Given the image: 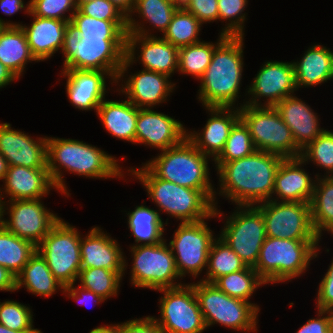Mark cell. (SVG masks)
Here are the masks:
<instances>
[{"instance_id":"603a6c76","label":"cell","mask_w":333,"mask_h":333,"mask_svg":"<svg viewBox=\"0 0 333 333\" xmlns=\"http://www.w3.org/2000/svg\"><path fill=\"white\" fill-rule=\"evenodd\" d=\"M98 226L92 228L80 241L81 269L103 268L125 272L126 257L118 242Z\"/></svg>"},{"instance_id":"ee69618b","label":"cell","mask_w":333,"mask_h":333,"mask_svg":"<svg viewBox=\"0 0 333 333\" xmlns=\"http://www.w3.org/2000/svg\"><path fill=\"white\" fill-rule=\"evenodd\" d=\"M300 157L305 163L312 161L326 170L322 176H333V131L326 130L302 149ZM331 174V175H330Z\"/></svg>"},{"instance_id":"94428289","label":"cell","mask_w":333,"mask_h":333,"mask_svg":"<svg viewBox=\"0 0 333 333\" xmlns=\"http://www.w3.org/2000/svg\"><path fill=\"white\" fill-rule=\"evenodd\" d=\"M8 169V163L5 157L0 153V180L3 181Z\"/></svg>"},{"instance_id":"9c48e42d","label":"cell","mask_w":333,"mask_h":333,"mask_svg":"<svg viewBox=\"0 0 333 333\" xmlns=\"http://www.w3.org/2000/svg\"><path fill=\"white\" fill-rule=\"evenodd\" d=\"M135 20L132 17L127 18L126 57L117 78L125 77L128 67L138 60L144 70L155 71L171 77L178 70L179 48L163 37L149 34L150 29H145L144 24ZM136 48L140 49L137 61Z\"/></svg>"},{"instance_id":"8d00e7d4","label":"cell","mask_w":333,"mask_h":333,"mask_svg":"<svg viewBox=\"0 0 333 333\" xmlns=\"http://www.w3.org/2000/svg\"><path fill=\"white\" fill-rule=\"evenodd\" d=\"M220 33L217 43L200 41L198 43L179 48L177 72L192 75L199 80L210 64L215 47L225 38Z\"/></svg>"},{"instance_id":"1f68e13d","label":"cell","mask_w":333,"mask_h":333,"mask_svg":"<svg viewBox=\"0 0 333 333\" xmlns=\"http://www.w3.org/2000/svg\"><path fill=\"white\" fill-rule=\"evenodd\" d=\"M0 61L18 78L28 62H38L32 55L21 26H5L0 32Z\"/></svg>"},{"instance_id":"003e7915","label":"cell","mask_w":333,"mask_h":333,"mask_svg":"<svg viewBox=\"0 0 333 333\" xmlns=\"http://www.w3.org/2000/svg\"><path fill=\"white\" fill-rule=\"evenodd\" d=\"M1 219H2V210H1V204H0V225H1Z\"/></svg>"},{"instance_id":"b9f144b4","label":"cell","mask_w":333,"mask_h":333,"mask_svg":"<svg viewBox=\"0 0 333 333\" xmlns=\"http://www.w3.org/2000/svg\"><path fill=\"white\" fill-rule=\"evenodd\" d=\"M179 7L170 0H135L134 8L129 17L137 13L142 21L149 22V25H153L152 27L164 33Z\"/></svg>"},{"instance_id":"f1b7e54d","label":"cell","mask_w":333,"mask_h":333,"mask_svg":"<svg viewBox=\"0 0 333 333\" xmlns=\"http://www.w3.org/2000/svg\"><path fill=\"white\" fill-rule=\"evenodd\" d=\"M293 65L297 90L302 86H317L333 79V52L326 46H310Z\"/></svg>"},{"instance_id":"8992f818","label":"cell","mask_w":333,"mask_h":333,"mask_svg":"<svg viewBox=\"0 0 333 333\" xmlns=\"http://www.w3.org/2000/svg\"><path fill=\"white\" fill-rule=\"evenodd\" d=\"M63 69L100 70L115 81L126 57V38H84L70 21L63 47Z\"/></svg>"},{"instance_id":"3957f363","label":"cell","mask_w":333,"mask_h":333,"mask_svg":"<svg viewBox=\"0 0 333 333\" xmlns=\"http://www.w3.org/2000/svg\"><path fill=\"white\" fill-rule=\"evenodd\" d=\"M244 36H226L214 49L200 78L198 99L203 107H234L239 99L244 67Z\"/></svg>"},{"instance_id":"91938a15","label":"cell","mask_w":333,"mask_h":333,"mask_svg":"<svg viewBox=\"0 0 333 333\" xmlns=\"http://www.w3.org/2000/svg\"><path fill=\"white\" fill-rule=\"evenodd\" d=\"M89 333H117L116 331V324H106V325H101L100 327H96L92 329Z\"/></svg>"},{"instance_id":"5bb4252c","label":"cell","mask_w":333,"mask_h":333,"mask_svg":"<svg viewBox=\"0 0 333 333\" xmlns=\"http://www.w3.org/2000/svg\"><path fill=\"white\" fill-rule=\"evenodd\" d=\"M159 300L160 318H154L163 333H202L206 325L191 284L163 288Z\"/></svg>"},{"instance_id":"7dc6e473","label":"cell","mask_w":333,"mask_h":333,"mask_svg":"<svg viewBox=\"0 0 333 333\" xmlns=\"http://www.w3.org/2000/svg\"><path fill=\"white\" fill-rule=\"evenodd\" d=\"M30 12L37 17L71 21L76 12V0H30ZM68 16L65 15L69 12ZM72 11V12H71Z\"/></svg>"},{"instance_id":"30bf717a","label":"cell","mask_w":333,"mask_h":333,"mask_svg":"<svg viewBox=\"0 0 333 333\" xmlns=\"http://www.w3.org/2000/svg\"><path fill=\"white\" fill-rule=\"evenodd\" d=\"M240 119L248 127L256 150L285 158H298L302 150L295 144L290 128L275 107H239Z\"/></svg>"},{"instance_id":"277c9868","label":"cell","mask_w":333,"mask_h":333,"mask_svg":"<svg viewBox=\"0 0 333 333\" xmlns=\"http://www.w3.org/2000/svg\"><path fill=\"white\" fill-rule=\"evenodd\" d=\"M128 171L146 188L148 198L159 207L160 212L167 213L181 223L223 216L200 190L157 178L144 164L141 168L131 167Z\"/></svg>"},{"instance_id":"2e32d148","label":"cell","mask_w":333,"mask_h":333,"mask_svg":"<svg viewBox=\"0 0 333 333\" xmlns=\"http://www.w3.org/2000/svg\"><path fill=\"white\" fill-rule=\"evenodd\" d=\"M256 207L263 214L266 237L321 240L313 228L310 203L269 200Z\"/></svg>"},{"instance_id":"ffe728a7","label":"cell","mask_w":333,"mask_h":333,"mask_svg":"<svg viewBox=\"0 0 333 333\" xmlns=\"http://www.w3.org/2000/svg\"><path fill=\"white\" fill-rule=\"evenodd\" d=\"M0 153L8 166L47 168V137L35 140L24 131L13 130L10 123H0Z\"/></svg>"},{"instance_id":"816d5d0a","label":"cell","mask_w":333,"mask_h":333,"mask_svg":"<svg viewBox=\"0 0 333 333\" xmlns=\"http://www.w3.org/2000/svg\"><path fill=\"white\" fill-rule=\"evenodd\" d=\"M317 312V318L309 319L296 333H333V311Z\"/></svg>"},{"instance_id":"4316f807","label":"cell","mask_w":333,"mask_h":333,"mask_svg":"<svg viewBox=\"0 0 333 333\" xmlns=\"http://www.w3.org/2000/svg\"><path fill=\"white\" fill-rule=\"evenodd\" d=\"M274 107L290 128L294 142L301 150L325 131L320 127L318 115L295 95L284 98Z\"/></svg>"},{"instance_id":"ab89813d","label":"cell","mask_w":333,"mask_h":333,"mask_svg":"<svg viewBox=\"0 0 333 333\" xmlns=\"http://www.w3.org/2000/svg\"><path fill=\"white\" fill-rule=\"evenodd\" d=\"M84 38H126L127 20H99L83 14L79 9L71 21Z\"/></svg>"},{"instance_id":"ac0fdd59","label":"cell","mask_w":333,"mask_h":333,"mask_svg":"<svg viewBox=\"0 0 333 333\" xmlns=\"http://www.w3.org/2000/svg\"><path fill=\"white\" fill-rule=\"evenodd\" d=\"M247 88L251 97L248 106L274 107L279 101L297 91L293 62L266 61ZM260 98H265L263 104ZM260 101V102H259Z\"/></svg>"},{"instance_id":"44dd1931","label":"cell","mask_w":333,"mask_h":333,"mask_svg":"<svg viewBox=\"0 0 333 333\" xmlns=\"http://www.w3.org/2000/svg\"><path fill=\"white\" fill-rule=\"evenodd\" d=\"M210 115L201 132H189L186 138L214 161L222 152L232 127L240 120L237 107H205Z\"/></svg>"},{"instance_id":"4dcf8cb0","label":"cell","mask_w":333,"mask_h":333,"mask_svg":"<svg viewBox=\"0 0 333 333\" xmlns=\"http://www.w3.org/2000/svg\"><path fill=\"white\" fill-rule=\"evenodd\" d=\"M22 287L29 293L45 298L55 294L56 290H64L62 283L53 276L46 260L37 250L16 276V290Z\"/></svg>"},{"instance_id":"11a10c76","label":"cell","mask_w":333,"mask_h":333,"mask_svg":"<svg viewBox=\"0 0 333 333\" xmlns=\"http://www.w3.org/2000/svg\"><path fill=\"white\" fill-rule=\"evenodd\" d=\"M0 10H2L4 15L8 16L22 10L25 13H30V2L25 4L24 0H0Z\"/></svg>"},{"instance_id":"7c38bea8","label":"cell","mask_w":333,"mask_h":333,"mask_svg":"<svg viewBox=\"0 0 333 333\" xmlns=\"http://www.w3.org/2000/svg\"><path fill=\"white\" fill-rule=\"evenodd\" d=\"M166 239L152 245H134L131 248V284L135 287L159 290L183 285L175 258Z\"/></svg>"},{"instance_id":"f907efd6","label":"cell","mask_w":333,"mask_h":333,"mask_svg":"<svg viewBox=\"0 0 333 333\" xmlns=\"http://www.w3.org/2000/svg\"><path fill=\"white\" fill-rule=\"evenodd\" d=\"M117 333H163L153 316L136 318L116 324Z\"/></svg>"},{"instance_id":"4fadbf2b","label":"cell","mask_w":333,"mask_h":333,"mask_svg":"<svg viewBox=\"0 0 333 333\" xmlns=\"http://www.w3.org/2000/svg\"><path fill=\"white\" fill-rule=\"evenodd\" d=\"M235 209L218 236L247 266L254 267L266 239L263 214L255 205L237 206Z\"/></svg>"},{"instance_id":"484cf974","label":"cell","mask_w":333,"mask_h":333,"mask_svg":"<svg viewBox=\"0 0 333 333\" xmlns=\"http://www.w3.org/2000/svg\"><path fill=\"white\" fill-rule=\"evenodd\" d=\"M306 163L301 157L282 160L275 176L273 201L310 203L315 181L302 168ZM276 198V199H275ZM280 199V200H279Z\"/></svg>"},{"instance_id":"60d3db41","label":"cell","mask_w":333,"mask_h":333,"mask_svg":"<svg viewBox=\"0 0 333 333\" xmlns=\"http://www.w3.org/2000/svg\"><path fill=\"white\" fill-rule=\"evenodd\" d=\"M123 275H125L124 272H114L103 268H87L80 270L78 280L82 288L107 300L118 295Z\"/></svg>"},{"instance_id":"e0dca14e","label":"cell","mask_w":333,"mask_h":333,"mask_svg":"<svg viewBox=\"0 0 333 333\" xmlns=\"http://www.w3.org/2000/svg\"><path fill=\"white\" fill-rule=\"evenodd\" d=\"M41 200L42 199L0 202L2 210L1 224L9 232H12L19 238L31 241L37 246L51 228L60 220V217L50 212ZM7 213L9 214V219H4L3 217Z\"/></svg>"},{"instance_id":"f546056e","label":"cell","mask_w":333,"mask_h":333,"mask_svg":"<svg viewBox=\"0 0 333 333\" xmlns=\"http://www.w3.org/2000/svg\"><path fill=\"white\" fill-rule=\"evenodd\" d=\"M95 112L108 133L117 139L135 143L138 108L128 99L124 101L104 99Z\"/></svg>"},{"instance_id":"9f6ffc18","label":"cell","mask_w":333,"mask_h":333,"mask_svg":"<svg viewBox=\"0 0 333 333\" xmlns=\"http://www.w3.org/2000/svg\"><path fill=\"white\" fill-rule=\"evenodd\" d=\"M0 291H16V276L0 265Z\"/></svg>"},{"instance_id":"6125c7cd","label":"cell","mask_w":333,"mask_h":333,"mask_svg":"<svg viewBox=\"0 0 333 333\" xmlns=\"http://www.w3.org/2000/svg\"><path fill=\"white\" fill-rule=\"evenodd\" d=\"M22 23H12V22H6V21H3V19L0 17V32L1 30L5 27V26H21Z\"/></svg>"},{"instance_id":"d6a6232c","label":"cell","mask_w":333,"mask_h":333,"mask_svg":"<svg viewBox=\"0 0 333 333\" xmlns=\"http://www.w3.org/2000/svg\"><path fill=\"white\" fill-rule=\"evenodd\" d=\"M128 229L131 230V235L135 238L134 245H152L160 243L165 240L164 235V223L160 216L159 210L150 209L148 206L139 205L128 213ZM139 243V244H138Z\"/></svg>"},{"instance_id":"ba28073f","label":"cell","mask_w":333,"mask_h":333,"mask_svg":"<svg viewBox=\"0 0 333 333\" xmlns=\"http://www.w3.org/2000/svg\"><path fill=\"white\" fill-rule=\"evenodd\" d=\"M194 288L199 308L207 327L219 323L235 331H256L259 305L233 298L214 283L198 281L190 283Z\"/></svg>"},{"instance_id":"f35d334b","label":"cell","mask_w":333,"mask_h":333,"mask_svg":"<svg viewBox=\"0 0 333 333\" xmlns=\"http://www.w3.org/2000/svg\"><path fill=\"white\" fill-rule=\"evenodd\" d=\"M214 284L230 297L251 302L249 299L253 293L266 282L253 267L246 266L243 270L221 276Z\"/></svg>"},{"instance_id":"f6af8a7d","label":"cell","mask_w":333,"mask_h":333,"mask_svg":"<svg viewBox=\"0 0 333 333\" xmlns=\"http://www.w3.org/2000/svg\"><path fill=\"white\" fill-rule=\"evenodd\" d=\"M32 310L17 301L0 302V324L23 333H42L33 326Z\"/></svg>"},{"instance_id":"5b68a950","label":"cell","mask_w":333,"mask_h":333,"mask_svg":"<svg viewBox=\"0 0 333 333\" xmlns=\"http://www.w3.org/2000/svg\"><path fill=\"white\" fill-rule=\"evenodd\" d=\"M187 138L179 145L161 151L144 165L157 177L177 185L200 190L217 207L210 180L208 161Z\"/></svg>"},{"instance_id":"d6986e66","label":"cell","mask_w":333,"mask_h":333,"mask_svg":"<svg viewBox=\"0 0 333 333\" xmlns=\"http://www.w3.org/2000/svg\"><path fill=\"white\" fill-rule=\"evenodd\" d=\"M151 109L138 108L135 144L160 151L179 145L186 138L187 129L179 120Z\"/></svg>"},{"instance_id":"83f0119b","label":"cell","mask_w":333,"mask_h":333,"mask_svg":"<svg viewBox=\"0 0 333 333\" xmlns=\"http://www.w3.org/2000/svg\"><path fill=\"white\" fill-rule=\"evenodd\" d=\"M31 25H21L25 31L30 51L37 61L51 58L58 50H62L64 35L68 21L34 16Z\"/></svg>"},{"instance_id":"cb8c5ba5","label":"cell","mask_w":333,"mask_h":333,"mask_svg":"<svg viewBox=\"0 0 333 333\" xmlns=\"http://www.w3.org/2000/svg\"><path fill=\"white\" fill-rule=\"evenodd\" d=\"M61 73L67 78L66 93L69 102L75 109L82 111H97L107 92L105 79L110 78L115 83L107 72L100 70L67 69Z\"/></svg>"},{"instance_id":"836d02e7","label":"cell","mask_w":333,"mask_h":333,"mask_svg":"<svg viewBox=\"0 0 333 333\" xmlns=\"http://www.w3.org/2000/svg\"><path fill=\"white\" fill-rule=\"evenodd\" d=\"M315 174V185L310 202L311 219L315 232L321 238L322 231L333 230V176Z\"/></svg>"},{"instance_id":"e7e4bbea","label":"cell","mask_w":333,"mask_h":333,"mask_svg":"<svg viewBox=\"0 0 333 333\" xmlns=\"http://www.w3.org/2000/svg\"><path fill=\"white\" fill-rule=\"evenodd\" d=\"M92 1H94V0H76L77 8H79L84 3H89Z\"/></svg>"},{"instance_id":"680465c9","label":"cell","mask_w":333,"mask_h":333,"mask_svg":"<svg viewBox=\"0 0 333 333\" xmlns=\"http://www.w3.org/2000/svg\"><path fill=\"white\" fill-rule=\"evenodd\" d=\"M117 9H119L127 18L131 15L135 0H109Z\"/></svg>"},{"instance_id":"7bdbcfd3","label":"cell","mask_w":333,"mask_h":333,"mask_svg":"<svg viewBox=\"0 0 333 333\" xmlns=\"http://www.w3.org/2000/svg\"><path fill=\"white\" fill-rule=\"evenodd\" d=\"M256 151L248 127L240 119L231 129L225 146L214 162H229L244 158Z\"/></svg>"},{"instance_id":"c3c4849f","label":"cell","mask_w":333,"mask_h":333,"mask_svg":"<svg viewBox=\"0 0 333 333\" xmlns=\"http://www.w3.org/2000/svg\"><path fill=\"white\" fill-rule=\"evenodd\" d=\"M83 14L99 20H127V17L109 0H94L78 8Z\"/></svg>"},{"instance_id":"7a4b0ae2","label":"cell","mask_w":333,"mask_h":333,"mask_svg":"<svg viewBox=\"0 0 333 333\" xmlns=\"http://www.w3.org/2000/svg\"><path fill=\"white\" fill-rule=\"evenodd\" d=\"M60 168V169H59ZM86 178H123L116 158L100 148L75 139L47 137V169L56 191L71 195L61 169ZM67 187V188H66Z\"/></svg>"},{"instance_id":"52a82bcc","label":"cell","mask_w":333,"mask_h":333,"mask_svg":"<svg viewBox=\"0 0 333 333\" xmlns=\"http://www.w3.org/2000/svg\"><path fill=\"white\" fill-rule=\"evenodd\" d=\"M319 242L266 237L253 268L266 284L289 282L309 268L319 254Z\"/></svg>"},{"instance_id":"6da1fadb","label":"cell","mask_w":333,"mask_h":333,"mask_svg":"<svg viewBox=\"0 0 333 333\" xmlns=\"http://www.w3.org/2000/svg\"><path fill=\"white\" fill-rule=\"evenodd\" d=\"M284 158L260 150L229 162H214L219 175V191L237 206L257 205L269 201L274 190L275 176Z\"/></svg>"},{"instance_id":"7402d4cb","label":"cell","mask_w":333,"mask_h":333,"mask_svg":"<svg viewBox=\"0 0 333 333\" xmlns=\"http://www.w3.org/2000/svg\"><path fill=\"white\" fill-rule=\"evenodd\" d=\"M169 79L167 75L143 69L131 74L127 81L126 78L125 80L116 78L115 85L116 83L119 85L122 80L124 84H121V90L118 91L126 94L125 97L137 108H153L157 104L166 102L170 93L175 90V83Z\"/></svg>"},{"instance_id":"681fc988","label":"cell","mask_w":333,"mask_h":333,"mask_svg":"<svg viewBox=\"0 0 333 333\" xmlns=\"http://www.w3.org/2000/svg\"><path fill=\"white\" fill-rule=\"evenodd\" d=\"M182 7L202 24L218 20V0H185Z\"/></svg>"},{"instance_id":"bcb514c9","label":"cell","mask_w":333,"mask_h":333,"mask_svg":"<svg viewBox=\"0 0 333 333\" xmlns=\"http://www.w3.org/2000/svg\"><path fill=\"white\" fill-rule=\"evenodd\" d=\"M248 0H218V20L228 21L222 28V35L244 36V23Z\"/></svg>"},{"instance_id":"6f0895ef","label":"cell","mask_w":333,"mask_h":333,"mask_svg":"<svg viewBox=\"0 0 333 333\" xmlns=\"http://www.w3.org/2000/svg\"><path fill=\"white\" fill-rule=\"evenodd\" d=\"M16 79L18 80L19 78L0 61V89L6 87Z\"/></svg>"},{"instance_id":"be15d7a7","label":"cell","mask_w":333,"mask_h":333,"mask_svg":"<svg viewBox=\"0 0 333 333\" xmlns=\"http://www.w3.org/2000/svg\"><path fill=\"white\" fill-rule=\"evenodd\" d=\"M0 333H23V332L9 329L6 326H4L3 324H0Z\"/></svg>"},{"instance_id":"9a60e30c","label":"cell","mask_w":333,"mask_h":333,"mask_svg":"<svg viewBox=\"0 0 333 333\" xmlns=\"http://www.w3.org/2000/svg\"><path fill=\"white\" fill-rule=\"evenodd\" d=\"M206 220L180 222L173 234V240L168 244L181 279L186 274L196 278L203 269L207 270L209 251L215 236L204 222Z\"/></svg>"},{"instance_id":"8fae6325","label":"cell","mask_w":333,"mask_h":333,"mask_svg":"<svg viewBox=\"0 0 333 333\" xmlns=\"http://www.w3.org/2000/svg\"><path fill=\"white\" fill-rule=\"evenodd\" d=\"M81 237L75 226L60 218L36 246L53 276L64 287L78 280L81 270Z\"/></svg>"},{"instance_id":"db71d44e","label":"cell","mask_w":333,"mask_h":333,"mask_svg":"<svg viewBox=\"0 0 333 333\" xmlns=\"http://www.w3.org/2000/svg\"><path fill=\"white\" fill-rule=\"evenodd\" d=\"M74 285L75 283L64 287L63 293H65L68 298H73V300H75L76 302L78 301L83 305H89V301H91V303L92 301H94L95 304L105 302L106 299H104L102 296L97 295L87 289H84L80 285H78V287Z\"/></svg>"},{"instance_id":"74e56055","label":"cell","mask_w":333,"mask_h":333,"mask_svg":"<svg viewBox=\"0 0 333 333\" xmlns=\"http://www.w3.org/2000/svg\"><path fill=\"white\" fill-rule=\"evenodd\" d=\"M203 24L190 12L180 6L174 13L163 38L177 48L201 41L198 35Z\"/></svg>"},{"instance_id":"03108f58","label":"cell","mask_w":333,"mask_h":333,"mask_svg":"<svg viewBox=\"0 0 333 333\" xmlns=\"http://www.w3.org/2000/svg\"><path fill=\"white\" fill-rule=\"evenodd\" d=\"M170 1L176 3L179 6H182L185 0H170Z\"/></svg>"},{"instance_id":"d4e9b609","label":"cell","mask_w":333,"mask_h":333,"mask_svg":"<svg viewBox=\"0 0 333 333\" xmlns=\"http://www.w3.org/2000/svg\"><path fill=\"white\" fill-rule=\"evenodd\" d=\"M3 182L5 184L3 190L0 188V202H3L5 195H9L7 201L41 199L55 188L47 168L8 166Z\"/></svg>"},{"instance_id":"d590c367","label":"cell","mask_w":333,"mask_h":333,"mask_svg":"<svg viewBox=\"0 0 333 333\" xmlns=\"http://www.w3.org/2000/svg\"><path fill=\"white\" fill-rule=\"evenodd\" d=\"M247 265L220 237H215L208 257L205 278L201 281L214 283L221 276L243 270Z\"/></svg>"},{"instance_id":"e575fe53","label":"cell","mask_w":333,"mask_h":333,"mask_svg":"<svg viewBox=\"0 0 333 333\" xmlns=\"http://www.w3.org/2000/svg\"><path fill=\"white\" fill-rule=\"evenodd\" d=\"M36 252V246L0 225V265L17 276Z\"/></svg>"},{"instance_id":"f5cc1de1","label":"cell","mask_w":333,"mask_h":333,"mask_svg":"<svg viewBox=\"0 0 333 333\" xmlns=\"http://www.w3.org/2000/svg\"><path fill=\"white\" fill-rule=\"evenodd\" d=\"M317 309L333 311V260L317 290Z\"/></svg>"}]
</instances>
